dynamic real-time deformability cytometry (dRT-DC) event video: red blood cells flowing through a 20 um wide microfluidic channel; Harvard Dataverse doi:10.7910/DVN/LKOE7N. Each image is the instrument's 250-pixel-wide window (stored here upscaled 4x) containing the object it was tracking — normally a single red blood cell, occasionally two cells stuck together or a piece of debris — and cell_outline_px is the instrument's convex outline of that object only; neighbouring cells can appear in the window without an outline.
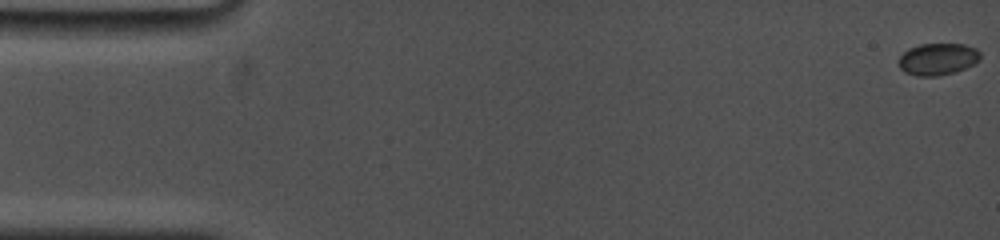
{"species": "common noctule bat (a hibernating species)", "species_latin": "Nyctalus noctula", "temperature_condition": "cold", "stored_images_in_passage": 36, "camera_frame_rate_fps": 5000, "um_per_image_px": 0.085, "animal": {"sex": "female", "body_mass_g": 19.0, "forearm_length_mm": 53.3}, "frame": {"image": 1, "passage_image": 1, "time_ms": 0.0, "image_size_px": [1000, 240], "cell_outline_px": [[980, 60], [976, 64], [956, 72], [936, 76], [916, 76], [904, 72], [900, 68], [900, 56], [908, 48], [920, 44], [964, 44], [976, 48], [980, 52]], "centroid_in_image_um": [79.74, 5.03], "position_along_channel_um": 5.3, "area_um2": 15.32}}
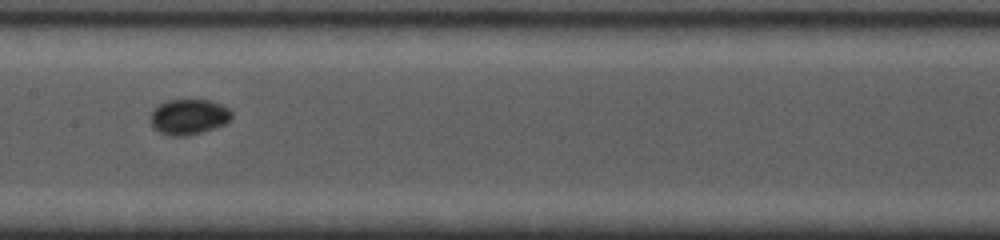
{"frame": {"image": 2, "passage_image": 20, "time_ms": 8.8, "image_size_px": [1000, 240], "cell_outline_px": [[232, 116], [224, 124], [200, 132], [184, 136], [172, 136], [160, 132], [152, 128], [152, 112], [160, 104], [168, 100], [212, 100], [228, 108], [232, 112]], "centroid_in_image_um": [16.05, 9.92], "position_along_channel_um": 191.3, "area_um2": 16.42}}
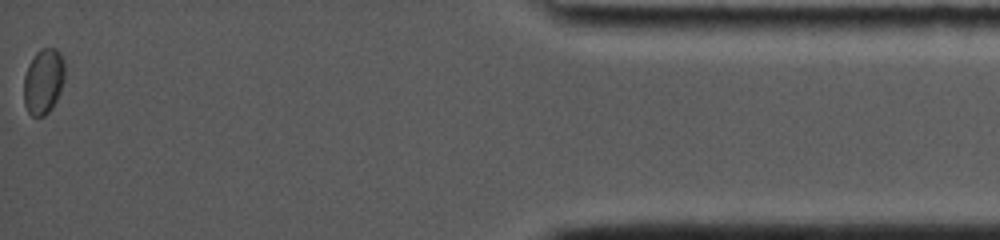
{"frame": {"image": 3, "passage_image": 36, "time_ms": 17.0, "image_size_px": [1000, 240], "cell_outline_px": [[64, 80], [60, 92], [52, 108], [44, 116], [32, 116], [28, 112], [24, 104], [24, 76], [28, 64], [36, 52], [40, 48], [56, 48], [60, 52], [64, 60]], "centroid_in_image_um": [3.69, 6.89], "position_along_channel_um": 431.5, "area_um2": 15.78}, "authors_computed_cell_mechanics": {"area_um2": 15.4326, "velocity_mm_per_s": 3.7196, "shape_relaxation_time_tau1_ms": 2.5027, "shape_relaxation_time_tau2_ms": null, "deformation_change_tau1": 0.0365, "deformation_change_tau2": null}}